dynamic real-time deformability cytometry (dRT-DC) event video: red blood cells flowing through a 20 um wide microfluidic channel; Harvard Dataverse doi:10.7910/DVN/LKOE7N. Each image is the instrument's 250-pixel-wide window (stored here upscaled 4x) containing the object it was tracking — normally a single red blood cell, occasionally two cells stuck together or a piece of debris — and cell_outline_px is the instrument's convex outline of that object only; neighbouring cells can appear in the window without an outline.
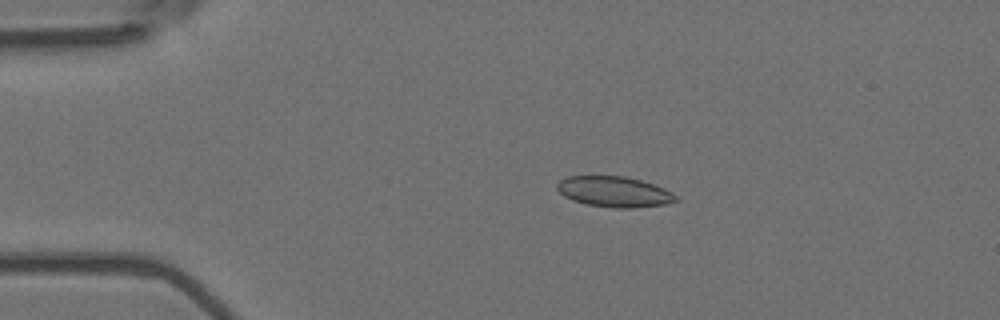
{"species": "Egyptian fruit bat (a non-hibernating species)", "species_latin": "Rousettus aegyptiacus", "temperature_condition": "room temperature", "stored_images_in_passage": 57, "camera_frame_rate_fps": 3000, "um_per_image_px": 0.085, "animal": {"sex": "female"}, "frame": {"image": 1, "passage_image": 12, "time_ms": 3.667, "image_size_px": [1000, 320], "cell_outline_px": [[680, 200], [664, 204], [636, 208], [612, 208], [584, 204], [572, 200], [564, 196], [556, 188], [556, 184], [560, 180], [568, 176], [624, 176], [640, 180], [664, 188], [672, 192]], "centroid_in_image_um": [52.2, 16.31], "position_along_channel_um": 32.8, "area_um2": 21.27}}
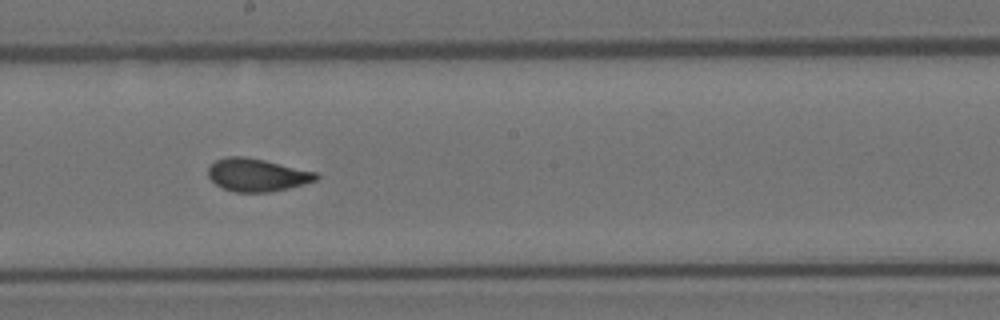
{"frame": {"image": 2, "passage_image": 32, "time_ms": 10.333, "image_size_px": [1000, 320], "cell_outline_px": [[320, 176], [316, 180], [288, 188], [268, 192], [236, 192], [224, 188], [216, 184], [208, 176], [208, 168], [216, 160], [228, 156], [244, 156], [264, 160], [316, 172]], "centroid_in_image_um": [21.83, 14.86], "position_along_channel_um": 226.4, "area_um2": 20.4}}
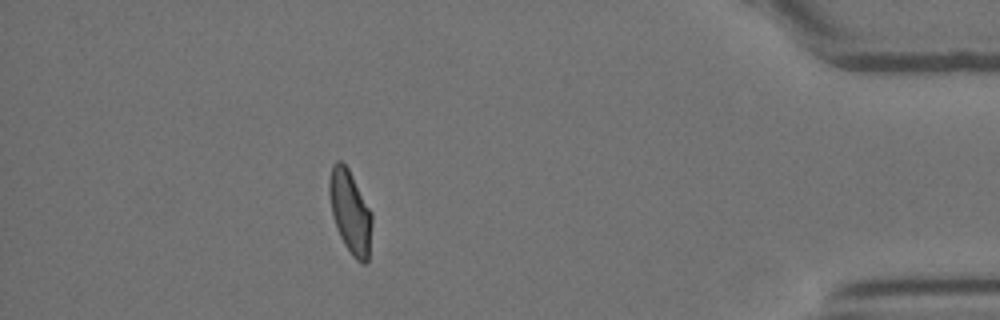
{"frame": {"image": 3, "passage_image": 51, "time_ms": 16.667, "image_size_px": [1000, 320], "cell_outline_px": [[372, 224], [368, 260], [364, 264], [356, 260], [352, 256], [344, 244], [336, 228], [332, 212], [328, 192], [328, 184], [332, 164], [336, 160], [340, 160], [348, 168], [372, 212]], "centroid_in_image_um": [29.76, 18.01], "position_along_channel_um": 405.4, "area_um2": 20.69}, "authors_computed_cell_mechanics": {"area_um2": 20.808, "velocity_mm_per_s": 3.5818, "shape_relaxation_time_tau1_ms": 6.3338, "shape_relaxation_time_tau2_ms": 0.7527, "deformation_change_tau1": 0.1527, "deformation_change_tau2": 0.0403}}